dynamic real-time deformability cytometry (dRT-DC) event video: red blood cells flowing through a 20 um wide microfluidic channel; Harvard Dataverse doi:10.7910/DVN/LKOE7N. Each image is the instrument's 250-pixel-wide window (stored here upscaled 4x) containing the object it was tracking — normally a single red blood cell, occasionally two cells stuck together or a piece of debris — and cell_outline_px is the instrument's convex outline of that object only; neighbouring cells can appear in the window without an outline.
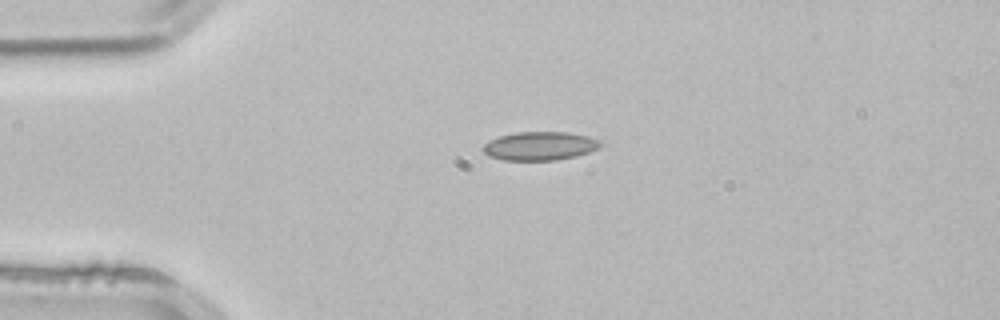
{"species": "common noctule bat (a hibernating species)", "species_latin": "Nyctalus noctula", "temperature_condition": "room temperature", "stored_images_in_passage": 3, "camera_frame_rate_fps": 3000, "um_per_image_px": 0.085, "animal": {"sex": "male", "body_mass_g": 21.5, "forearm_length_mm": 52.0}, "frame": {"image": 1, "passage_image": 2, "time_ms": 0.333, "image_size_px": [1000, 320], "cell_outline_px": [[604, 144], [600, 148], [576, 156], [556, 160], [504, 160], [488, 156], [480, 148], [488, 140], [500, 136], [516, 132], [568, 132], [588, 136], [600, 140]], "centroid_in_image_um": [45.89, 12.4], "position_along_channel_um": 39.1, "area_um2": 19.77}}